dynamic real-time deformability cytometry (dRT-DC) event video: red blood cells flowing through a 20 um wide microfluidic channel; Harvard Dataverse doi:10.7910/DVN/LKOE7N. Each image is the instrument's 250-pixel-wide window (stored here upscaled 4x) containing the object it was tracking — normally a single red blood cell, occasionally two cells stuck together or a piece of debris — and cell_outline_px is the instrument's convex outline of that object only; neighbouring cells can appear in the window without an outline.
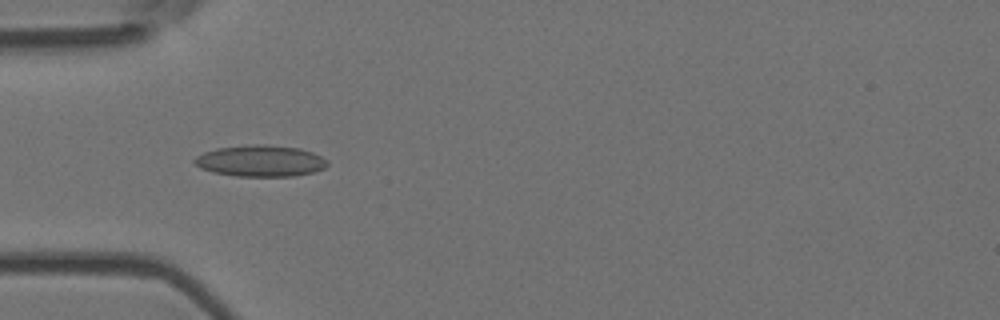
{"species": "Egyptian fruit bat (a non-hibernating species)", "species_latin": "Rousettus aegyptiacus", "temperature_condition": "room temperature", "stored_images_in_passage": 5, "camera_frame_rate_fps": 3000, "um_per_image_px": 0.085, "animal": {"sex": "female"}, "frame": {"image": 1, "passage_image": 4, "time_ms": 1.0, "image_size_px": [1000, 320], "cell_outline_px": [[328, 164], [324, 168], [312, 172], [296, 176], [236, 176], [212, 172], [200, 168], [192, 160], [196, 156], [204, 152], [216, 148], [256, 144], [264, 144], [300, 148], [312, 152], [328, 160]], "centroid_in_image_um": [22.13, 13.67], "position_along_channel_um": 62.9, "area_um2": 24.33}}
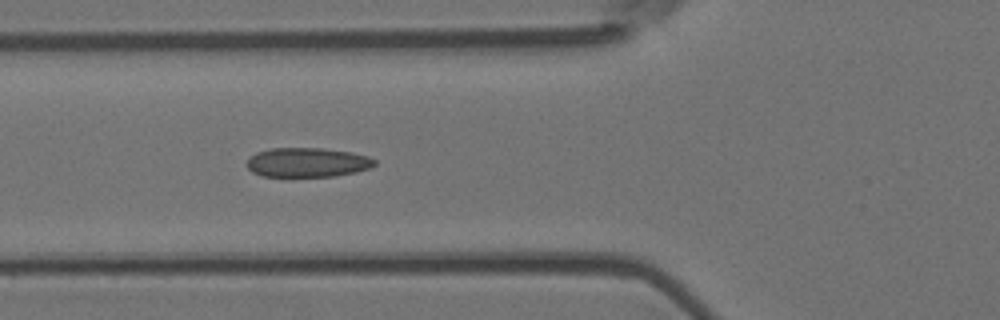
{"frame": {"image": 2, "passage_image": 5, "time_ms": 1.333, "image_size_px": [1000, 320], "cell_outline_px": [[376, 164], [368, 168], [356, 172], [336, 176], [260, 176], [252, 172], [248, 168], [248, 156], [256, 152], [272, 148], [320, 148], [348, 152], [368, 156], [376, 160]], "centroid_in_image_um": [26.1, 13.8], "position_along_channel_um": 99.7, "area_um2": 21.79}}